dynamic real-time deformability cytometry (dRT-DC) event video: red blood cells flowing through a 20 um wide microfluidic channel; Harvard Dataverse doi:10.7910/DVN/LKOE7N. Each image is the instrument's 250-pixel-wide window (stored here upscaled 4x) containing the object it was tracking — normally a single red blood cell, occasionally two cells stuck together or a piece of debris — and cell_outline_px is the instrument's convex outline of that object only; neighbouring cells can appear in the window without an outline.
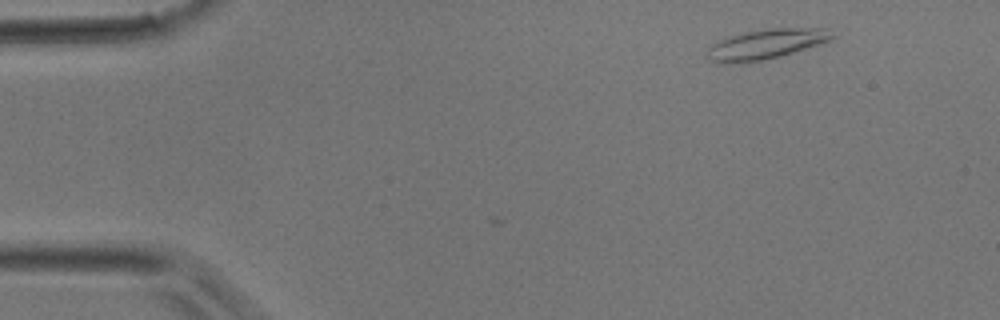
{"species": "common noctule bat (a hibernating species)", "species_latin": "Nyctalus noctula", "temperature_condition": "room temperature", "stored_images_in_passage": 3, "camera_frame_rate_fps": 3000, "um_per_image_px": 0.085, "animal": {"sex": "male", "body_mass_g": 17.9}, "frame": {"image": 1, "passage_image": 3, "time_ms": 0.667, "image_size_px": [1000, 320], "cell_outline_px": [[836, 36], [820, 44], [780, 56], [740, 64], [716, 64], [704, 56], [708, 48], [712, 44], [728, 36], [744, 32], [768, 28], [824, 28]], "centroid_in_image_um": [65.01, 3.77], "position_along_channel_um": 20.0, "area_um2": 22.02}}